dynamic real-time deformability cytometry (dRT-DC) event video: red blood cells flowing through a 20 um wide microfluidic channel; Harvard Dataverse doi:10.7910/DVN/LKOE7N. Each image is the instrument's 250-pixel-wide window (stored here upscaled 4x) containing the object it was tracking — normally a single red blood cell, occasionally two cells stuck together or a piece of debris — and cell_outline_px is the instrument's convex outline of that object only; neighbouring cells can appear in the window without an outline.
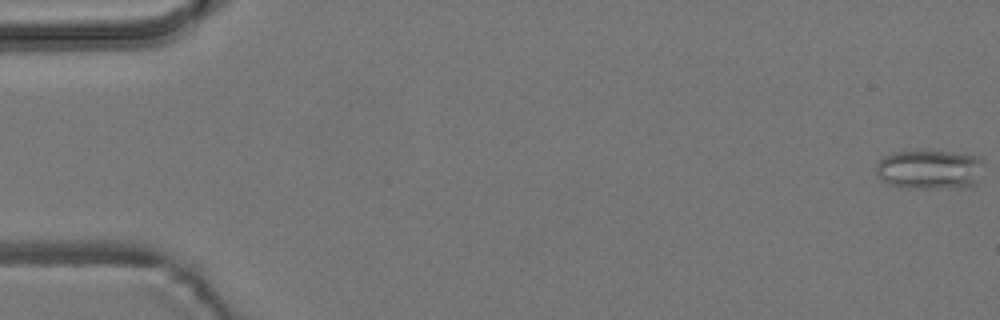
{"species": "common noctule bat (a hibernating species)", "species_latin": "Nyctalus noctula", "temperature_condition": "room temperature", "stored_images_in_passage": 6, "camera_frame_rate_fps": 3000, "um_per_image_px": 0.085, "animal": {"sex": "male", "body_mass_g": 19.2, "forearm_length_mm": 51.8}, "frame": {"image": 1, "passage_image": 1, "time_ms": 0.0, "image_size_px": [1000, 320], "cell_outline_px": [[984, 160], [976, 184], [968, 188], [908, 188], [888, 184], [880, 180], [876, 172], [876, 164], [884, 156], [892, 152], [952, 152], [976, 156]], "centroid_in_image_um": [79.02, 14.43], "position_along_channel_um": 6.0, "area_um2": 24.8}}
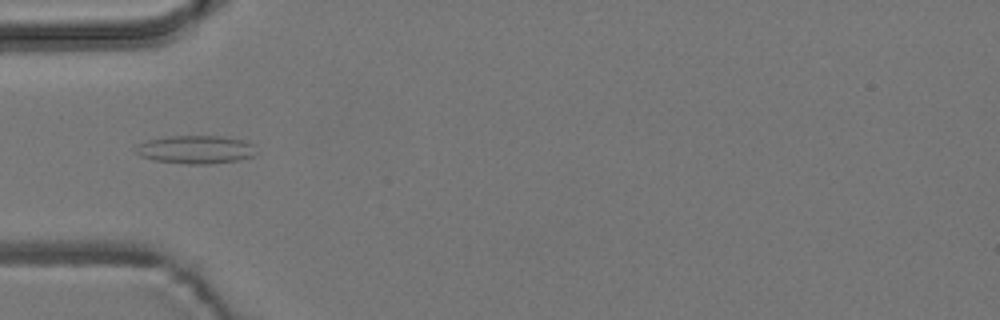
{"frame": {"image": 2, "passage_image": 6, "time_ms": 5.667, "image_size_px": [1000, 320], "cell_outline_px": [[256, 156], [236, 160], [212, 164], [188, 164], [156, 160], [140, 156], [136, 152], [136, 144], [148, 140], [168, 136], [224, 136], [248, 140], [252, 144], [256, 152]], "centroid_in_image_um": [16.68, 12.7], "position_along_channel_um": 68.3, "area_um2": 19.94}}